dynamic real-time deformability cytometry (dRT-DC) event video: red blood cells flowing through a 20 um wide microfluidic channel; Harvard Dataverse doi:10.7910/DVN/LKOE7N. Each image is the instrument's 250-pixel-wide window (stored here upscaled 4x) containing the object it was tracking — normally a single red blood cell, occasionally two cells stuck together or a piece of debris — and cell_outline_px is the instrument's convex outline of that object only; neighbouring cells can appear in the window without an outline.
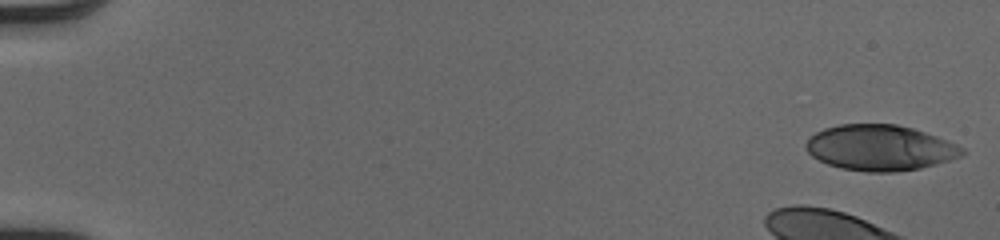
{"species": "human", "species_latin": "Homo sapiens", "temperature_condition": "cold", "stored_images_in_passage": 50, "camera_frame_rate_fps": 3000, "um_per_image_px": 0.085, "donor": {"sex": "male"}, "frame": {"image": 1, "passage_image": 1, "time_ms": 0.0, "image_size_px": [1000, 240], "cell_outline_px": [[964, 156], [920, 168], [896, 172], [868, 172], [840, 168], [828, 164], [812, 156], [804, 148], [804, 144], [816, 132], [824, 128], [840, 124], [896, 124], [912, 128], [936, 136], [956, 144], [964, 148]], "centroid_in_image_um": [74.79, 12.56], "position_along_channel_um": 10.2, "area_um2": 41.5}}